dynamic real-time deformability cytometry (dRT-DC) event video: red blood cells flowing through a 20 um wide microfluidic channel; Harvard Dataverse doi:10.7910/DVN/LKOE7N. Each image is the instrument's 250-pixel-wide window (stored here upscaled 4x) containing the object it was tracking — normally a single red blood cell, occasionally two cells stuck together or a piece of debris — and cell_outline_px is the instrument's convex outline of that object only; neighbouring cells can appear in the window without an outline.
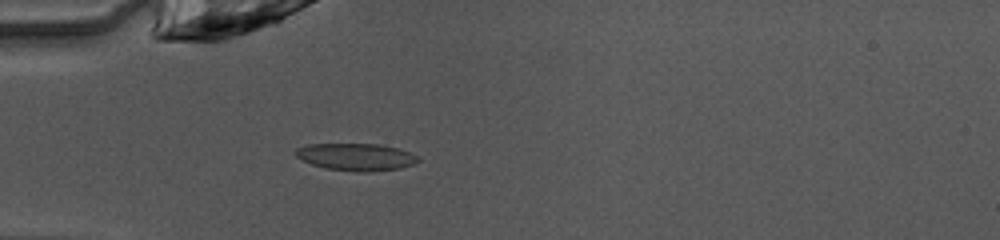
{"species": "common noctule bat (a hibernating species)", "species_latin": "Nyctalus noctula", "temperature_condition": "warm", "stored_images_in_passage": 32, "camera_frame_rate_fps": 3000, "um_per_image_px": 0.085, "animal": {"sex": "female", "body_mass_g": 10.0, "forearm_length_mm": 53.1}, "frame": {"image": 1, "passage_image": 1, "time_ms": 0.0, "image_size_px": [1000, 240], "cell_outline_px": [[420, 160], [412, 164], [400, 168], [364, 172], [356, 172], [324, 168], [312, 164], [296, 156], [292, 152], [296, 148], [308, 144], [380, 144], [396, 148], [420, 156]], "centroid_in_image_um": [30.24, 13.33], "position_along_channel_um": 54.8, "area_um2": 19.42}}
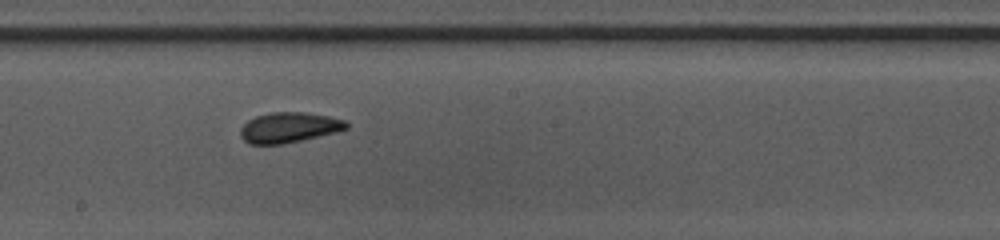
{"frame": {"image": 2, "passage_image": 14, "time_ms": 4.333, "image_size_px": [1000, 240], "cell_outline_px": [[348, 128], [336, 132], [284, 144], [248, 144], [240, 136], [240, 128], [248, 120], [256, 116], [272, 112], [304, 112], [328, 116], [344, 120], [348, 124]], "centroid_in_image_um": [24.54, 10.84], "position_along_channel_um": 223.7, "area_um2": 18.67}}
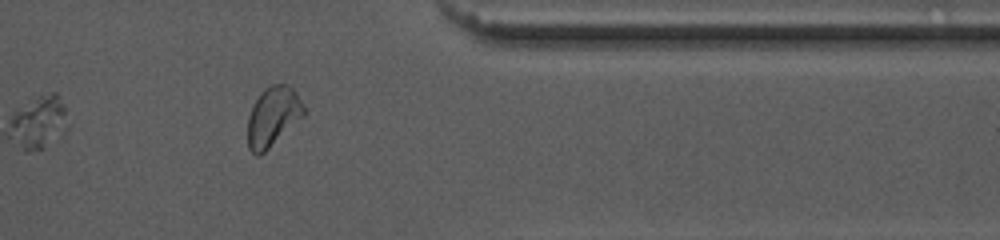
{"frame": {"image": 3, "passage_image": 27, "time_ms": 8.667, "image_size_px": [1000, 240], "cell_outline_px": [[304, 116], [260, 156], [256, 156], [248, 148], [248, 116], [260, 92], [264, 88], [272, 84], [288, 84], [296, 92], [304, 104]], "centroid_in_image_um": [23.2, 9.9], "position_along_channel_um": 388.2, "area_um2": 19.48}, "authors_computed_cell_mechanics": {"area_um2": 18.8139, "velocity_mm_per_s": 4.0479, "shape_relaxation_time_tau1_ms": 7.1482, "shape_relaxation_time_tau2_ms": 1.3772, "deformation_change_tau1": 0.1434, "deformation_change_tau2": 0.0542}}